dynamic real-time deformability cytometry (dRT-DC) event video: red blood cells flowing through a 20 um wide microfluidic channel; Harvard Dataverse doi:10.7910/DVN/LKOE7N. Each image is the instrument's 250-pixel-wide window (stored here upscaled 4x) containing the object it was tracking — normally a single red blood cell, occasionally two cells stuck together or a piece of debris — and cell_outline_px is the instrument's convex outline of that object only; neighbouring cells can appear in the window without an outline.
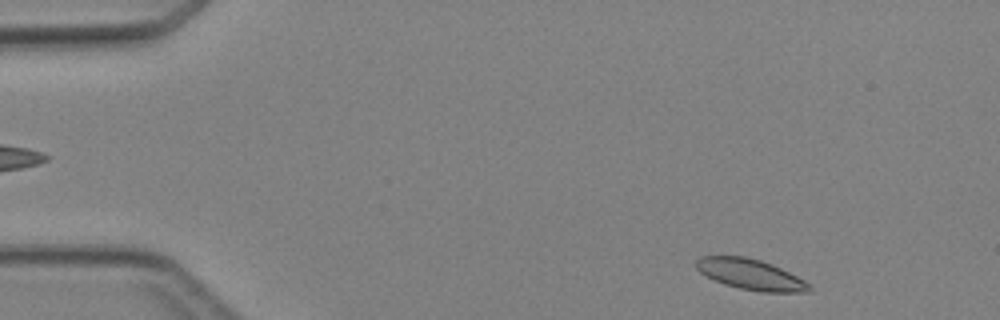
{"species": "Egyptian fruit bat (a non-hibernating species)", "species_latin": "Rousettus aegyptiacus", "temperature_condition": "cold", "stored_images_in_passage": 4, "segment_of_instrument_passage": [2, 2], "camera_frame_rate_fps": 3000, "um_per_image_px": 0.085, "animal": {"sex": "female"}, "frame": {"image": 1, "passage_image": 4, "time_ms": 3.667, "image_size_px": [1000, 320], "cell_outline_px": [[812, 288], [808, 292], [760, 292], [740, 288], [724, 284], [700, 272], [696, 268], [696, 260], [700, 256], [744, 256], [760, 260], [772, 264], [804, 280]], "centroid_in_image_um": [63.79, 23.32], "position_along_channel_um": 21.2, "area_um2": 19.94}}